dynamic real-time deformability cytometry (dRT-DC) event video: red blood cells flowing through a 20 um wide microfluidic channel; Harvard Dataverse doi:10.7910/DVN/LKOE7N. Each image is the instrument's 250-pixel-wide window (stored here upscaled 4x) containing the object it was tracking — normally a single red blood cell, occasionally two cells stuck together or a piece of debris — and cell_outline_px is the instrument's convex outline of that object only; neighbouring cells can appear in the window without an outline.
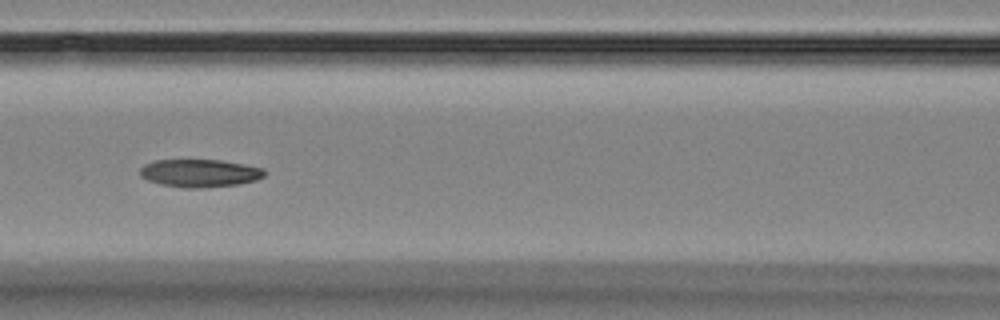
{"species": "Egyptian fruit bat (a non-hibernating species)", "species_latin": "Rousettus aegyptiacus", "temperature_condition": "room temperature", "stored_images_in_passage": 5, "camera_frame_rate_fps": 3000, "um_per_image_px": 0.085, "animal": {"sex": "female"}, "frame": {"image": 1, "passage_image": 4, "time_ms": 3.333, "image_size_px": [1000, 320], "cell_outline_px": [[264, 176], [256, 180], [240, 184], [204, 188], [184, 188], [160, 184], [148, 180], [140, 176], [140, 168], [144, 164], [156, 160], [220, 160], [244, 164], [264, 168]], "centroid_in_image_um": [16.97, 14.72], "position_along_channel_um": 149.6, "area_um2": 20.29}}
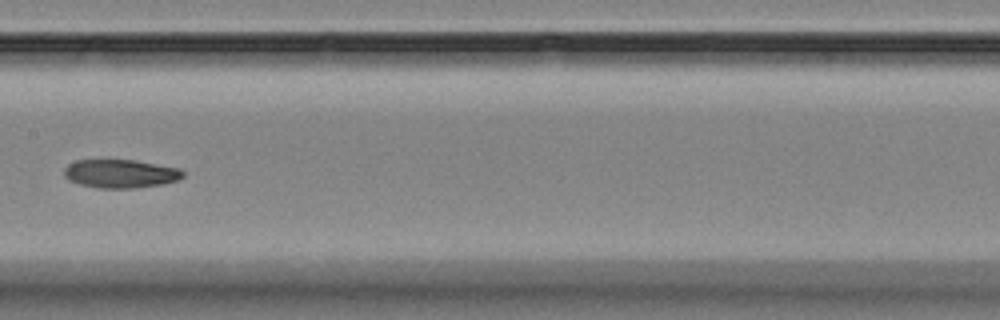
{"frame": {"image": 2, "passage_image": 5, "time_ms": 4.667, "image_size_px": [1000, 320], "cell_outline_px": [[184, 176], [180, 180], [164, 184], [136, 188], [96, 188], [80, 184], [68, 180], [64, 176], [64, 168], [68, 164], [76, 160], [136, 160], [180, 168], [184, 172]], "centroid_in_image_um": [10.27, 14.76], "position_along_channel_um": 197.1, "area_um2": 20.0}}